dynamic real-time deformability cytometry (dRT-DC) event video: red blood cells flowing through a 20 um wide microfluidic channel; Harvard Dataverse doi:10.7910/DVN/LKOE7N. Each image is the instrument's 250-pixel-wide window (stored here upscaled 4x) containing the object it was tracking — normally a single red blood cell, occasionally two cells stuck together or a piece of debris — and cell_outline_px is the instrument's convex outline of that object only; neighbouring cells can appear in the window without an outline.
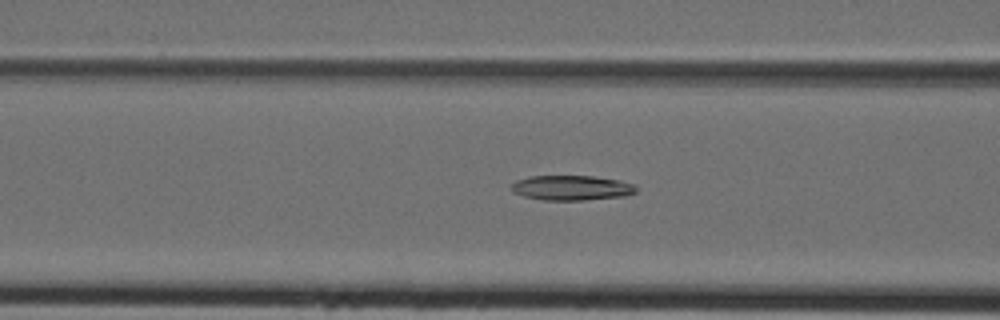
{"species": "Egyptian fruit bat (a non-hibernating species)", "species_latin": "Rousettus aegyptiacus", "temperature_condition": "cold", "stored_images_in_passage": 24, "camera_frame_rate_fps": 3000, "um_per_image_px": 0.085, "animal": {"sex": "female"}, "frame": {"image": 1, "passage_image": 14, "time_ms": 4.333, "image_size_px": [1000, 320], "cell_outline_px": [[636, 192], [624, 196], [584, 200], [544, 200], [524, 196], [512, 192], [508, 188], [516, 180], [532, 176], [592, 176], [620, 180], [636, 184]], "centroid_in_image_um": [48.57, 15.96], "position_along_channel_um": 118.0, "area_um2": 18.21}}
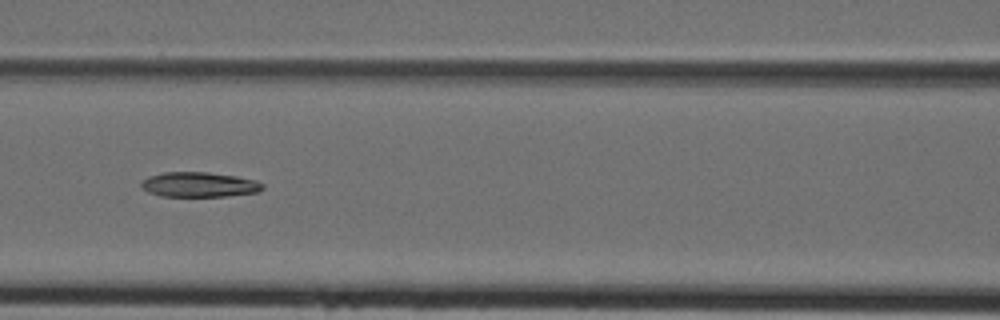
{"frame": {"image": 2, "passage_image": 16, "time_ms": 5.0, "image_size_px": [1000, 320], "cell_outline_px": [[264, 188], [260, 192], [228, 196], [160, 196], [148, 192], [140, 184], [140, 180], [148, 176], [164, 172], [208, 172], [236, 176], [256, 180], [264, 184]], "centroid_in_image_um": [16.94, 15.69], "position_along_channel_um": 149.7, "area_um2": 17.8}}
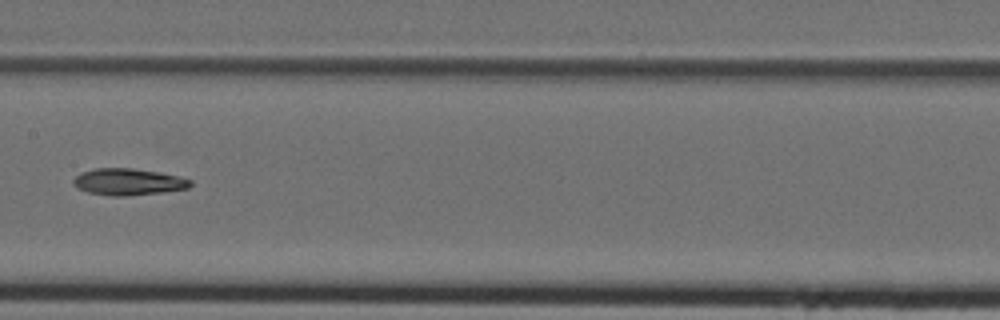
{"frame": {"image": 3, "passage_image": 19, "time_ms": 6.0, "image_size_px": [1000, 320], "cell_outline_px": [[192, 184], [188, 188], [164, 192], [124, 196], [112, 196], [88, 192], [76, 188], [72, 184], [72, 180], [80, 172], [92, 168], [132, 168], [160, 172], [180, 176], [192, 180]], "centroid_in_image_um": [10.88, 15.45], "position_along_channel_um": 196.5, "area_um2": 18.44}}